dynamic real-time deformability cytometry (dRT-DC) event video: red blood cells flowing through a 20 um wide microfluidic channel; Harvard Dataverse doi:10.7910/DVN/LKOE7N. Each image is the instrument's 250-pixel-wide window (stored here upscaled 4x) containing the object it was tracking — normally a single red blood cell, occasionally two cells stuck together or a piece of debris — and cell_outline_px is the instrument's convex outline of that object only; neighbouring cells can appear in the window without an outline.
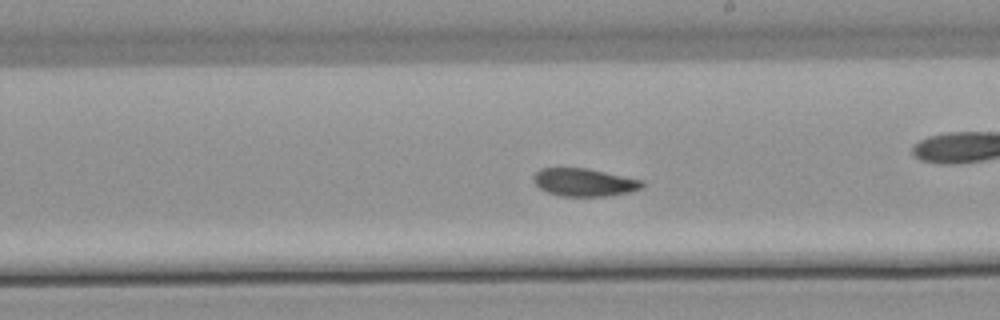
{"species": "common noctule bat (a hibernating species)", "species_latin": "Nyctalus noctula", "temperature_condition": "warm", "stored_images_in_passage": 56, "camera_frame_rate_fps": 3000, "um_per_image_px": 0.085, "animal": {"sex": "male", "body_mass_g": 21.5, "forearm_length_mm": 52.0}, "frame": {"image": 1, "passage_image": 32, "time_ms": 10.333, "image_size_px": [1000, 320], "cell_outline_px": [[644, 184], [640, 188], [632, 192], [608, 196], [560, 196], [548, 192], [540, 188], [532, 180], [532, 176], [540, 168], [588, 168], [644, 180]], "centroid_in_image_um": [49.67, 15.49], "position_along_channel_um": 239.3, "area_um2": 17.8}}
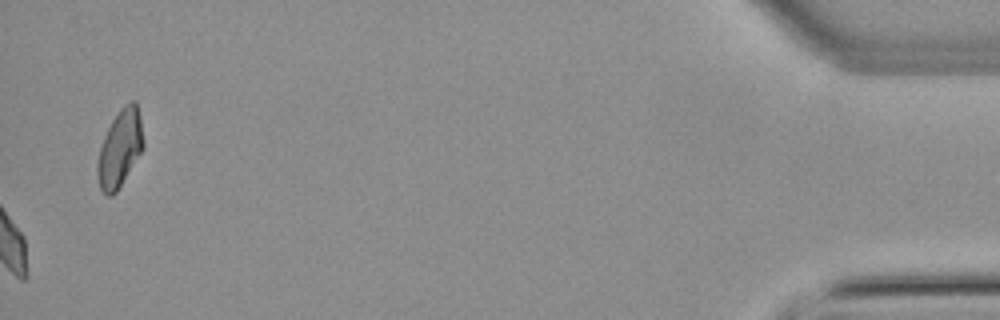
{"frame": {"image": 2, "passage_image": 56, "time_ms": 18.333, "image_size_px": [1000, 320], "cell_outline_px": [[144, 144], [140, 152], [116, 192], [112, 196], [104, 196], [100, 188], [96, 172], [96, 168], [100, 148], [104, 136], [112, 120], [120, 108], [124, 104], [132, 100], [136, 100], [140, 116]], "centroid_in_image_um": [10.17, 12.6], "position_along_channel_um": 425.0, "area_um2": 20.4}, "authors_computed_cell_mechanics": {"area_um2": 18.207, "velocity_mm_per_s": 3.7863, "shape_relaxation_time_tau1_ms": 8.6272, "shape_relaxation_time_tau2_ms": 3.8948, "deformation_change_tau1": 0.1785, "deformation_change_tau2": 0.0875}}